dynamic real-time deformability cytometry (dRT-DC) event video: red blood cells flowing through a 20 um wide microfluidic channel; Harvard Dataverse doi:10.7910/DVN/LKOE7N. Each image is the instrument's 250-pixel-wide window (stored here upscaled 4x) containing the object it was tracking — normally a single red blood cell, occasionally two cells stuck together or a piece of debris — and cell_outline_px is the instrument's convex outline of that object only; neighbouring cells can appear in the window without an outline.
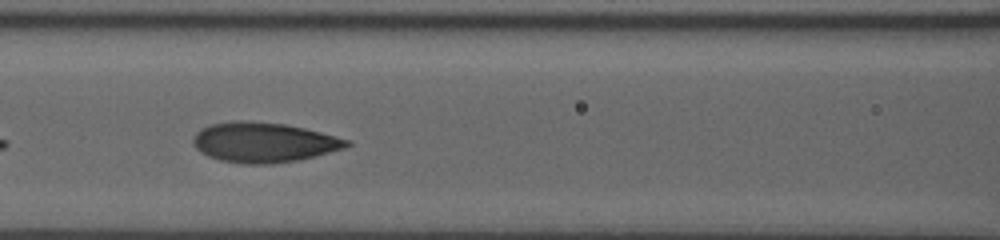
{"species": "human", "species_latin": "Homo sapiens", "temperature_condition": "room temperature", "stored_images_in_passage": 9, "camera_frame_rate_fps": 3000, "um_per_image_px": 0.085, "donor": {"sex": "male"}, "frame": {"image": 1, "passage_image": 7, "time_ms": 6.333, "image_size_px": [1000, 240], "cell_outline_px": [[352, 144], [344, 148], [316, 156], [300, 160], [272, 164], [244, 164], [220, 160], [208, 156], [200, 152], [192, 144], [192, 140], [196, 132], [212, 124], [236, 120], [240, 120], [284, 124], [304, 128], [352, 140]], "centroid_in_image_um": [22.43, 12.11], "position_along_channel_um": 144.2, "area_um2": 35.84}}
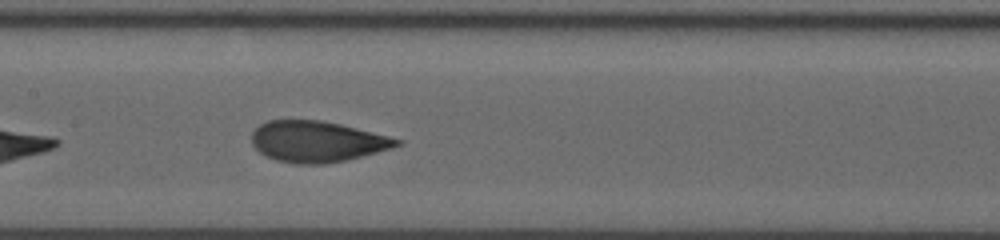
{"frame": {"image": 2, "passage_image": 8, "time_ms": 7.333, "image_size_px": [1000, 240], "cell_outline_px": [[404, 144], [392, 148], [344, 160], [324, 164], [296, 164], [276, 160], [260, 152], [252, 144], [252, 132], [260, 124], [268, 120], [320, 120], [340, 124], [404, 140]], "centroid_in_image_um": [26.95, 12.03], "position_along_channel_um": 180.4, "area_um2": 34.45}}
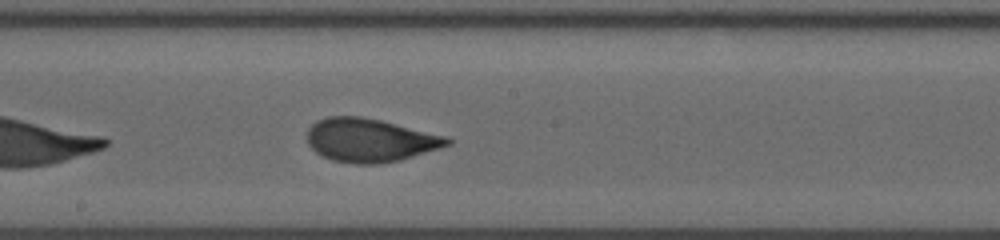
{"frame": {"image": 3, "passage_image": 9, "time_ms": 8.333, "image_size_px": [1000, 240], "cell_outline_px": [[452, 144], [440, 148], [400, 160], [380, 164], [356, 164], [332, 160], [320, 156], [308, 144], [308, 128], [316, 120], [328, 116], [360, 116], [380, 120], [448, 136], [452, 140]], "centroid_in_image_um": [31.45, 11.92], "position_along_channel_um": 216.7, "area_um2": 35.66}}